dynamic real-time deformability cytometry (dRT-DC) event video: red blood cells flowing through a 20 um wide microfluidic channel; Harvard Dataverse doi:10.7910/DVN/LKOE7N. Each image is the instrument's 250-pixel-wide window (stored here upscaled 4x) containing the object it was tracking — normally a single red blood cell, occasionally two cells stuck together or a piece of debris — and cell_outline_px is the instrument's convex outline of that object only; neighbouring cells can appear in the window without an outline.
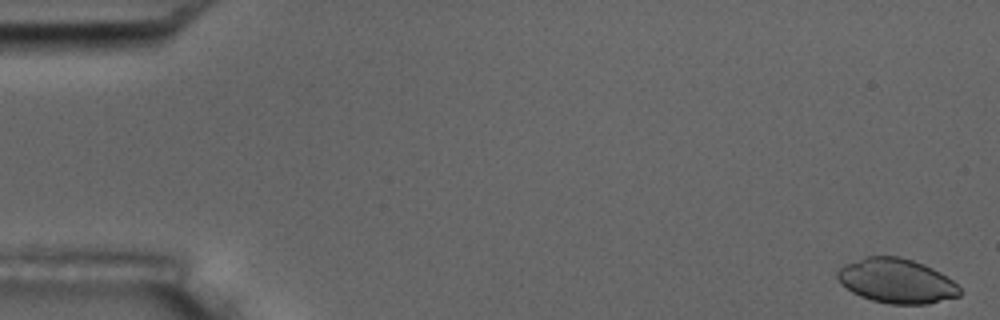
{"species": "common noctule bat (a hibernating species)", "species_latin": "Nyctalus noctula", "temperature_condition": "room temperature", "stored_images_in_passage": 5, "camera_frame_rate_fps": 3000, "um_per_image_px": 0.085, "animal": {"sex": "male", "body_mass_g": 17.5, "forearm_length_mm": 52.3}, "frame": {"image": 1, "passage_image": 1, "time_ms": 0.0, "image_size_px": [1000, 320], "cell_outline_px": [[964, 292], [960, 296], [928, 304], [888, 304], [872, 300], [860, 296], [852, 292], [840, 284], [836, 276], [836, 272], [844, 264], [864, 256], [900, 256], [924, 264], [940, 272], [952, 280]], "centroid_in_image_um": [76.2, 23.88], "position_along_channel_um": 8.8, "area_um2": 32.08}}